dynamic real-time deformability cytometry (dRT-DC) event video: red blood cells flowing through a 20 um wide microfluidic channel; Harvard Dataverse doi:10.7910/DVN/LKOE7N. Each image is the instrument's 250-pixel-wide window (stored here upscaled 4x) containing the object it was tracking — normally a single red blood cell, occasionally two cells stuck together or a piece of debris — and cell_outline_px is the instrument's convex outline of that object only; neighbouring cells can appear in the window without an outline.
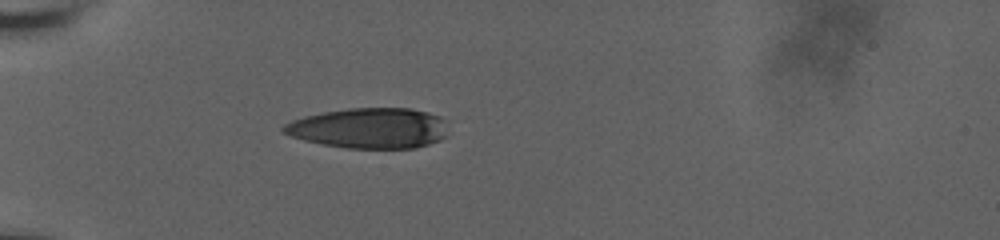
{"species": "human", "species_latin": "Homo sapiens", "temperature_condition": "room temperature", "stored_images_in_passage": 8, "camera_frame_rate_fps": 3000, "um_per_image_px": 0.085, "donor": {"sex": "male"}, "frame": {"image": 1, "passage_image": 1, "time_ms": 0.0, "image_size_px": [1000, 240], "cell_outline_px": [[448, 136], [440, 140], [416, 148], [348, 148], [324, 144], [304, 140], [280, 132], [280, 128], [284, 124], [292, 120], [304, 116], [324, 112], [348, 108], [412, 108], [428, 112], [440, 116], [444, 120]], "centroid_in_image_um": [31.4, 10.89], "position_along_channel_um": 53.6, "area_um2": 38.96}}
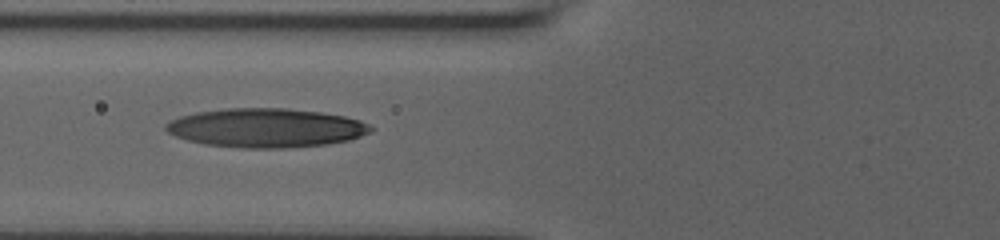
{"frame": {"image": 2, "passage_image": 5, "time_ms": 2.0, "image_size_px": [1000, 240], "cell_outline_px": [[372, 128], [368, 132], [360, 136], [348, 140], [328, 144], [288, 148], [244, 148], [204, 144], [188, 140], [176, 136], [168, 132], [164, 128], [164, 124], [180, 116], [196, 112], [228, 108], [288, 108], [320, 112], [344, 116], [360, 120], [368, 124]], "centroid_in_image_um": [22.59, 10.87], "position_along_channel_um": 103.2, "area_um2": 46.47}}
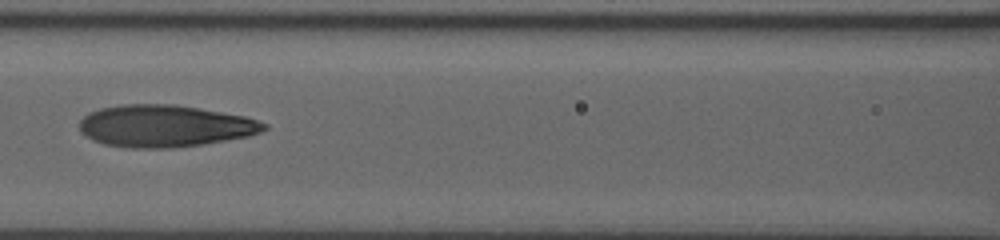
{"frame": {"image": 3, "passage_image": 7, "time_ms": 3.333, "image_size_px": [1000, 240], "cell_outline_px": [[268, 128], [260, 132], [248, 136], [204, 144], [168, 148], [132, 148], [104, 144], [92, 140], [80, 132], [80, 120], [88, 112], [100, 108], [120, 104], [176, 104], [244, 116], [268, 124]], "centroid_in_image_um": [13.98, 10.7], "position_along_channel_um": 152.6, "area_um2": 45.26}}